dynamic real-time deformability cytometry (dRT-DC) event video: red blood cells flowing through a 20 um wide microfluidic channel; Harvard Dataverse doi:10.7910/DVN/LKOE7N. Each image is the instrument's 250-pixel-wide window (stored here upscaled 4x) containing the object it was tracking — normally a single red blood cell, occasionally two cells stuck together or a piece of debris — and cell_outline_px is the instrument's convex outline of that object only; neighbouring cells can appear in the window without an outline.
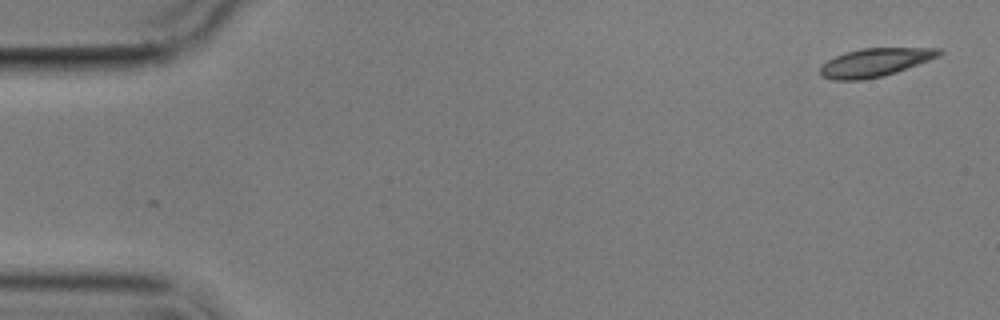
{"species": "common noctule bat (a hibernating species)", "species_latin": "Nyctalus noctula", "temperature_condition": "cold", "stored_images_in_passage": 4, "camera_frame_rate_fps": 3000, "um_per_image_px": 0.085, "animal": {"sex": "male", "body_mass_g": 17.9}, "frame": {"image": 1, "passage_image": 1, "time_ms": 0.0, "image_size_px": [1000, 320], "cell_outline_px": [[944, 52], [940, 56], [896, 72], [884, 76], [864, 80], [832, 80], [820, 76], [820, 68], [828, 60], [836, 56], [860, 48], [940, 48]], "centroid_in_image_um": [74.39, 5.31], "position_along_channel_um": 10.6, "area_um2": 19.59}}
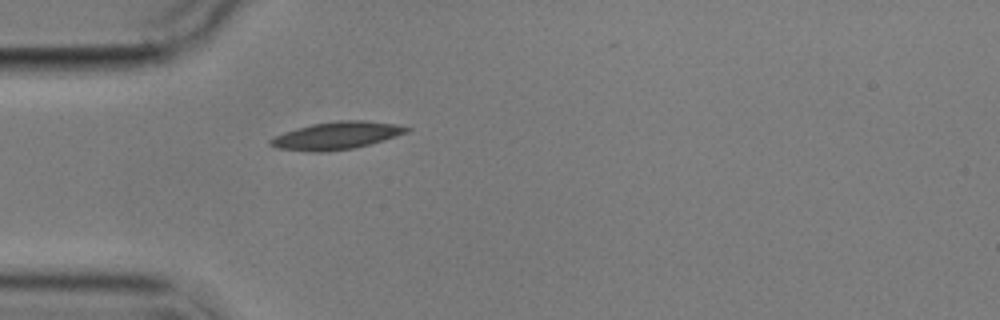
{"frame": {"image": 2, "passage_image": 4, "time_ms": 4.667, "image_size_px": [1000, 320], "cell_outline_px": [[412, 128], [408, 132], [384, 140], [352, 148], [324, 152], [312, 152], [276, 148], [268, 144], [268, 140], [284, 132], [296, 128], [312, 124], [340, 120], [364, 120], [396, 124]], "centroid_in_image_um": [28.59, 11.52], "position_along_channel_um": 56.4, "area_um2": 21.79}}